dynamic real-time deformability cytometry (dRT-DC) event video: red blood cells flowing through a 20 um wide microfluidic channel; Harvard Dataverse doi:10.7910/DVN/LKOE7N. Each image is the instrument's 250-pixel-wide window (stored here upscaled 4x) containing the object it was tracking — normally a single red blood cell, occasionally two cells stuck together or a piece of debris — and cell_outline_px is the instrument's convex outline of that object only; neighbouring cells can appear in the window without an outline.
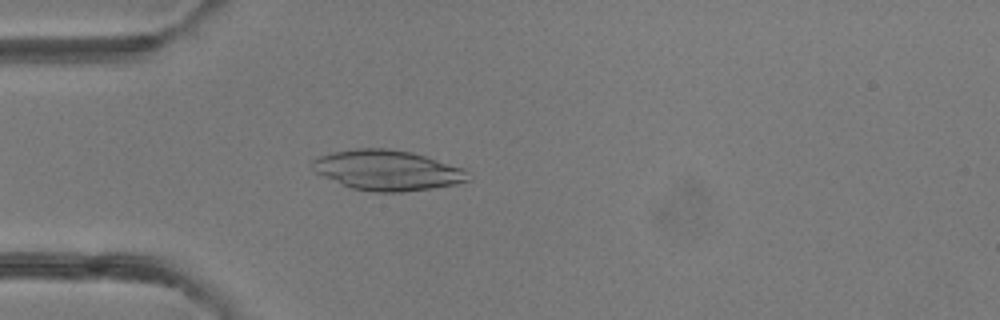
{"species": "common noctule bat (a hibernating species)", "species_latin": "Nyctalus noctula", "temperature_condition": "room temperature", "stored_images_in_passage": 49, "camera_frame_rate_fps": 3000, "um_per_image_px": 0.085, "animal": {"sex": "female"}, "frame": {"image": 1, "passage_image": 14, "time_ms": 4.333, "image_size_px": [1000, 320], "cell_outline_px": [[468, 180], [456, 184], [432, 188], [404, 192], [372, 192], [352, 188], [324, 176], [316, 172], [308, 164], [312, 160], [320, 156], [332, 152], [356, 148], [388, 148], [412, 152], [464, 168], [468, 172]], "centroid_in_image_um": [32.91, 14.46], "position_along_channel_um": 52.1, "area_um2": 36.47}}
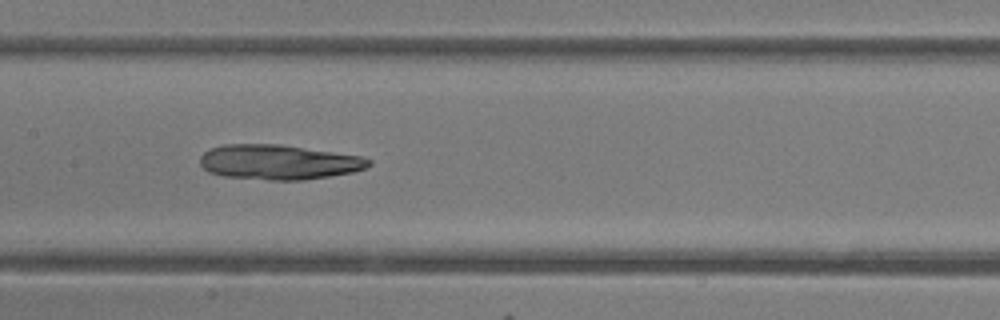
{"frame": {"image": 2, "passage_image": 24, "time_ms": 7.667, "image_size_px": [1000, 320], "cell_outline_px": [[372, 164], [368, 168], [352, 172], [304, 180], [268, 180], [224, 176], [208, 172], [200, 164], [200, 156], [204, 152], [212, 148], [224, 144], [280, 144], [360, 156], [372, 160]], "centroid_in_image_um": [23.69, 13.78], "position_along_channel_um": 183.7, "area_um2": 34.28}}
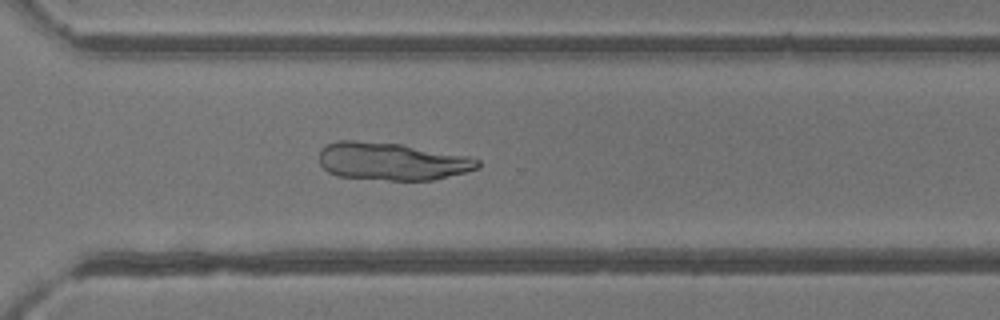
{"frame": {"image": 3, "passage_image": 35, "time_ms": 11.333, "image_size_px": [1000, 320], "cell_outline_px": [[480, 168], [432, 180], [388, 180], [336, 176], [328, 172], [320, 164], [320, 148], [336, 140], [356, 140], [400, 144], [468, 156], [480, 160]], "centroid_in_image_um": [33.28, 13.71], "position_along_channel_um": 337.3, "area_um2": 34.8}}